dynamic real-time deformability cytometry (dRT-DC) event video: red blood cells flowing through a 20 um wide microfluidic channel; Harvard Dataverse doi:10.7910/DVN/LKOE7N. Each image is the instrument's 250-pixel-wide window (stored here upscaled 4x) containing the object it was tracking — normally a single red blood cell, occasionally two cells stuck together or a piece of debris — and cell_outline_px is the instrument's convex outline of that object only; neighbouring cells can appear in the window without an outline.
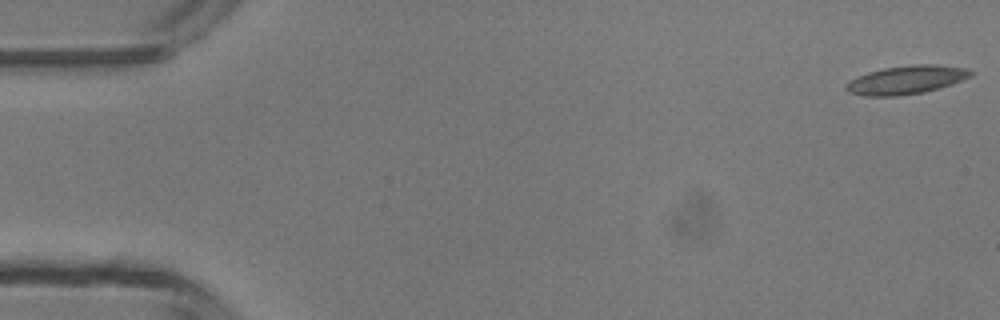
{"species": "common noctule bat (a hibernating species)", "species_latin": "Nyctalus noctula", "temperature_condition": "room temperature", "stored_images_in_passage": 5, "camera_frame_rate_fps": 3000, "um_per_image_px": 0.085, "animal": {"sex": "male", "body_mass_g": 13.3}, "frame": {"image": 1, "passage_image": 1, "time_ms": 0.0, "image_size_px": [1000, 320], "cell_outline_px": [[972, 76], [952, 84], [924, 92], [896, 96], [864, 96], [848, 92], [844, 88], [844, 84], [848, 80], [868, 72], [884, 68], [912, 64], [936, 64], [964, 68], [972, 72]], "centroid_in_image_um": [76.98, 6.79], "position_along_channel_um": 8.0, "area_um2": 20.75}}
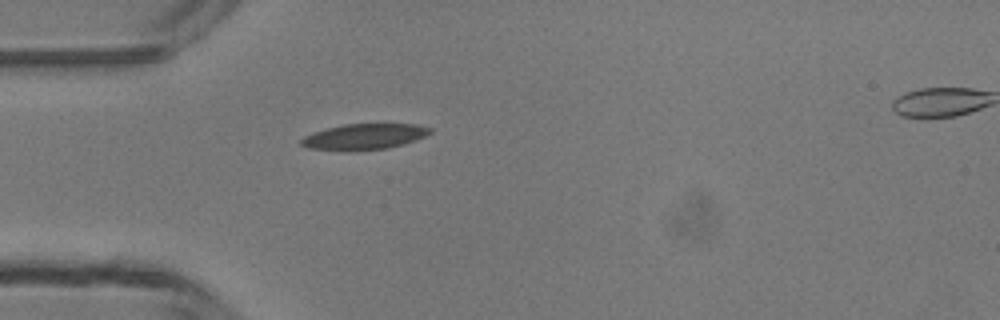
{"frame": {"image": 2, "passage_image": 4, "time_ms": 4.333, "image_size_px": [1000, 320], "cell_outline_px": [[432, 132], [424, 136], [404, 144], [388, 148], [352, 152], [348, 152], [308, 148], [300, 144], [300, 140], [304, 136], [312, 132], [344, 124], [416, 124], [432, 128]], "centroid_in_image_um": [30.92, 11.63], "position_along_channel_um": 54.1, "area_um2": 19.65}}